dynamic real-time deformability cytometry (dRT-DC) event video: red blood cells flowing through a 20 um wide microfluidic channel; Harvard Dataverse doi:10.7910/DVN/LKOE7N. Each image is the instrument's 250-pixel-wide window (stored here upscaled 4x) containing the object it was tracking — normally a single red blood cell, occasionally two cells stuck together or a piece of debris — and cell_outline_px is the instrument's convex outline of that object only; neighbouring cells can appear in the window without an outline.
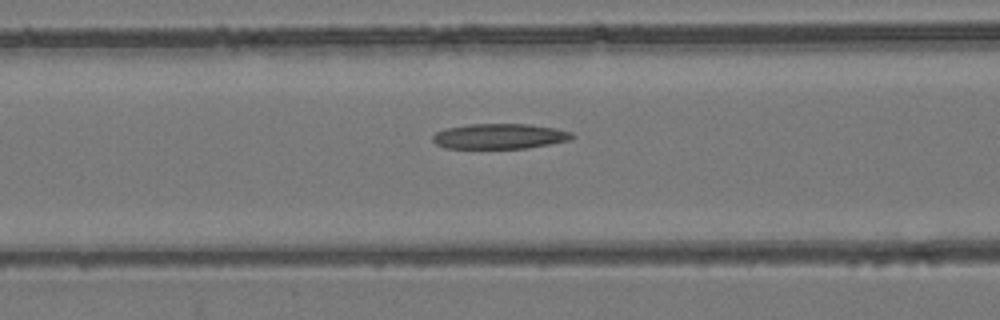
{"species": "common noctule bat (a hibernating species)", "species_latin": "Nyctalus noctula", "temperature_condition": "room temperature", "stored_images_in_passage": 39, "camera_frame_rate_fps": 3000, "um_per_image_px": 0.085, "animal": {"sex": "female", "body_mass_g": 24.6, "forearm_length_mm": 56.2}, "frame": {"image": 1, "passage_image": 8, "time_ms": 2.333, "image_size_px": [1000, 320], "cell_outline_px": [[576, 136], [572, 140], [528, 148], [444, 148], [436, 144], [432, 140], [432, 136], [436, 132], [444, 128], [468, 124], [528, 124], [556, 128], [572, 132]], "centroid_in_image_um": [42.48, 11.58], "position_along_channel_um": 124.1, "area_um2": 20.75}}
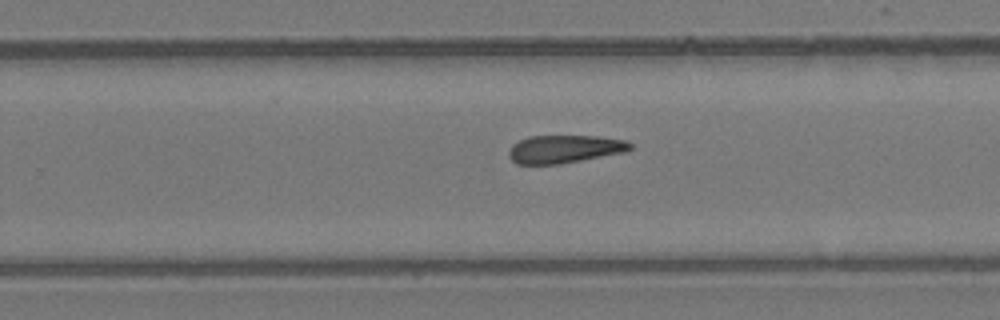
{"frame": {"image": 2, "passage_image": 20, "time_ms": 6.333, "image_size_px": [1000, 320], "cell_outline_px": [[632, 148], [624, 152], [560, 164], [516, 164], [508, 156], [508, 152], [512, 144], [528, 136], [596, 136], [624, 140], [632, 144]], "centroid_in_image_um": [47.94, 12.67], "position_along_channel_um": 281.9, "area_um2": 19.71}}
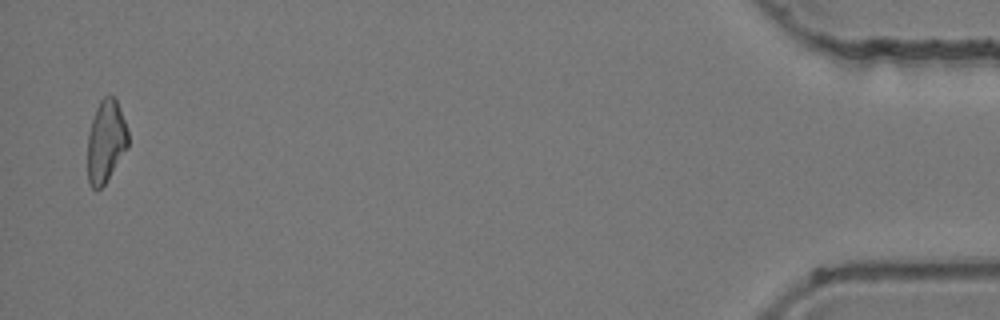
{"frame": {"image": 3, "passage_image": 38, "time_ms": 12.333, "image_size_px": [1000, 320], "cell_outline_px": [[128, 148], [104, 184], [100, 188], [92, 188], [88, 184], [88, 132], [96, 108], [100, 100], [104, 96], [112, 96], [116, 100], [124, 120], [128, 132]], "centroid_in_image_um": [8.99, 12.02], "position_along_channel_um": 426.2, "area_um2": 19.25}}